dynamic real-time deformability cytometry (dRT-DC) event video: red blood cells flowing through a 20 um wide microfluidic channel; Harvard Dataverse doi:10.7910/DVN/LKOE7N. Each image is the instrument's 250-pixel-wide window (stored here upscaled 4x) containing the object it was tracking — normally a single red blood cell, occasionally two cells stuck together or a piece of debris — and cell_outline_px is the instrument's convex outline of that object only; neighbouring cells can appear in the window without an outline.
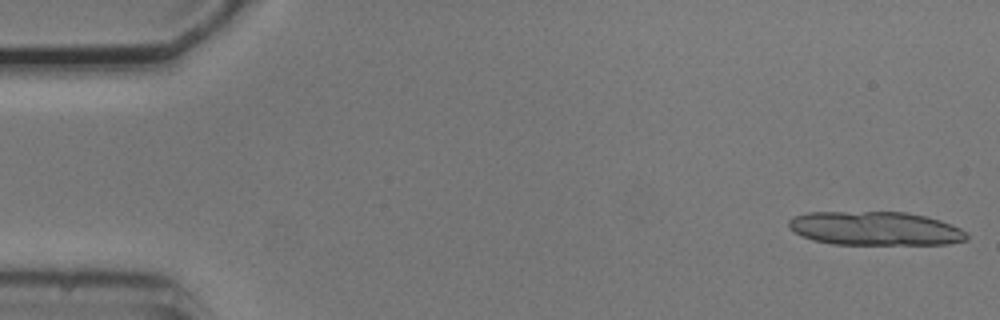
{"species": "common noctule bat (a hibernating species)", "species_latin": "Nyctalus noctula", "temperature_condition": "cold", "stored_images_in_passage": 5, "camera_frame_rate_fps": 3000, "um_per_image_px": 0.085, "animal": {"sex": "male", "body_mass_g": 20.5, "forearm_length_mm": 52.5}, "frame": {"image": 1, "passage_image": 1, "time_ms": 0.0, "image_size_px": [1000, 320], "cell_outline_px": [[956, 240], [924, 244], [852, 244], [824, 240], [808, 236], [800, 232], [924, 220], [932, 220], [944, 224], [952, 228]], "centroid_in_image_um": [75.56, 19.86], "position_along_channel_um": 9.4, "area_um2": 18.61}}